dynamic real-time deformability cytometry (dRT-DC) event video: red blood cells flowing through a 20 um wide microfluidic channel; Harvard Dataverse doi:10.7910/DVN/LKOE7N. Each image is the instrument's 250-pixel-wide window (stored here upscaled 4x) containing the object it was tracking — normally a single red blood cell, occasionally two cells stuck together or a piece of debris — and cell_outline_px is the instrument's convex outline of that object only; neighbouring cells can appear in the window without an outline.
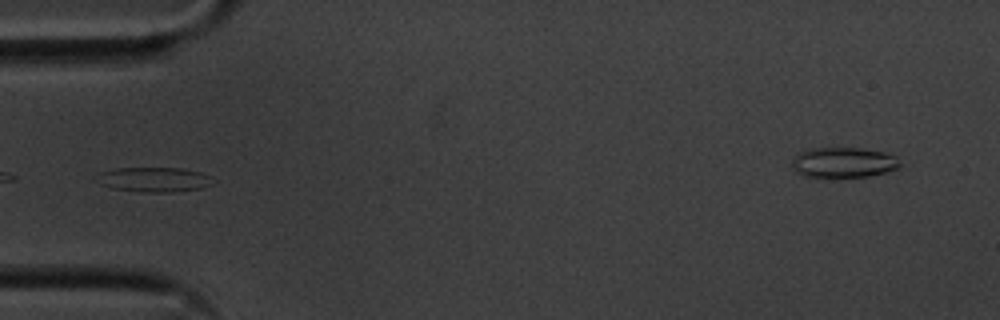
{"species": "common noctule bat (a hibernating species)", "species_latin": "Nyctalus noctula", "temperature_condition": "cold", "stored_images_in_passage": 37, "camera_frame_rate_fps": 3000, "um_per_image_px": 0.085, "animal": {"sex": "male", "body_mass_g": 20.1, "forearm_length_mm": 53.5}, "frame": {"image": 1, "passage_image": 1, "time_ms": 0.0, "image_size_px": [1000, 320], "cell_outline_px": [[216, 180], [200, 188], [172, 192], [140, 192], [112, 188], [100, 184], [100, 172], [116, 168], [184, 168], [200, 172]], "centroid_in_image_um": [13.11, 15.26], "position_along_channel_um": 71.9, "area_um2": 16.47}}
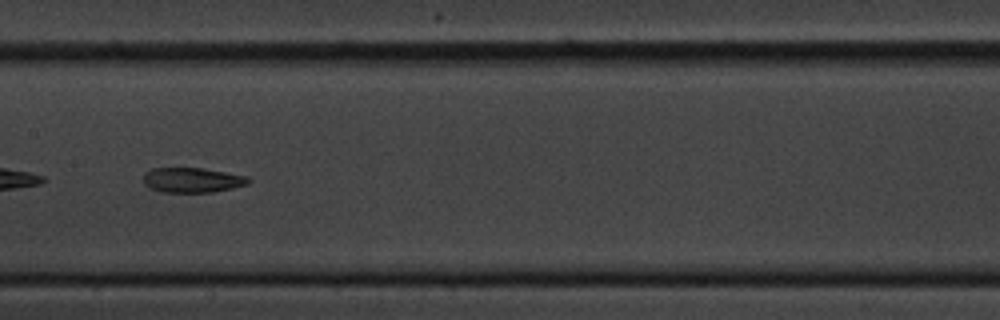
{"frame": {"image": 2, "passage_image": 11, "time_ms": 3.333, "image_size_px": [1000, 320], "cell_outline_px": [[252, 180], [248, 184], [232, 188], [212, 192], [160, 192], [144, 184], [144, 172], [152, 168], [200, 168], [248, 176]], "centroid_in_image_um": [16.35, 15.3], "position_along_channel_um": 191.1, "area_um2": 15.2}}
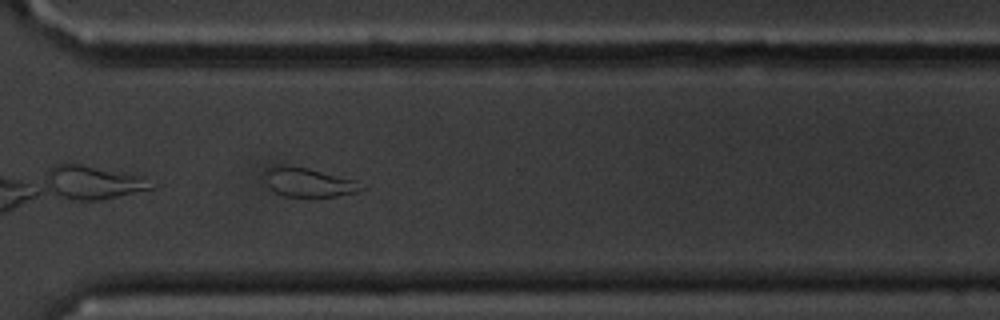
{"frame": {"image": 3, "passage_image": 24, "time_ms": 7.667, "image_size_px": [1000, 320], "cell_outline_px": [[364, 188], [356, 192], [336, 196], [284, 196], [276, 192], [268, 184], [264, 172], [272, 164], [288, 164], [308, 168], [356, 180]], "centroid_in_image_um": [26.19, 15.46], "position_along_channel_um": 344.4, "area_um2": 16.24}}